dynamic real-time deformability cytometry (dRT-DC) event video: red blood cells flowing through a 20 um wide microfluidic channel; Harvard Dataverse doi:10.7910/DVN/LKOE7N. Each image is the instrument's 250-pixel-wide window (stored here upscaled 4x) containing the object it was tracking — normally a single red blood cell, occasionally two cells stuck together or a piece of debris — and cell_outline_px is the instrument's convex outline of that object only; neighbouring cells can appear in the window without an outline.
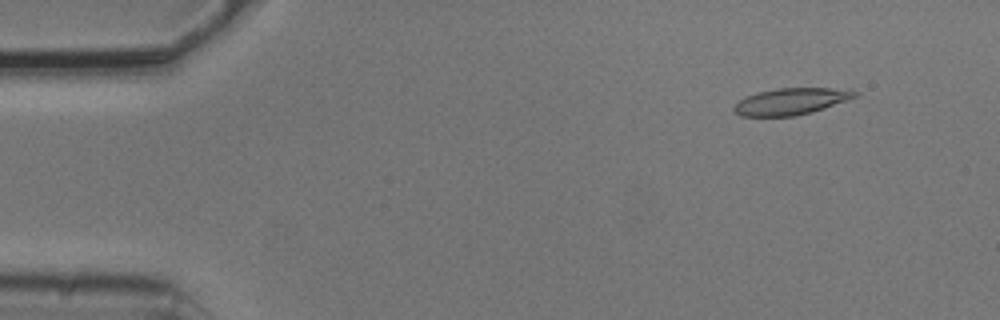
{"species": "common noctule bat (a hibernating species)", "species_latin": "Nyctalus noctula", "temperature_condition": "cold", "stored_images_in_passage": 4, "camera_frame_rate_fps": 3000, "um_per_image_px": 0.085, "animal": {"sex": "male", "body_mass_g": 20.5, "forearm_length_mm": 52.5}, "frame": {"image": 1, "passage_image": 2, "time_ms": 0.333, "image_size_px": [1000, 320], "cell_outline_px": [[860, 92], [856, 96], [812, 112], [796, 116], [740, 116], [732, 108], [740, 100], [748, 96], [760, 92], [776, 88], [852, 88]], "centroid_in_image_um": [67.28, 8.61], "position_along_channel_um": 17.7, "area_um2": 18.61}}
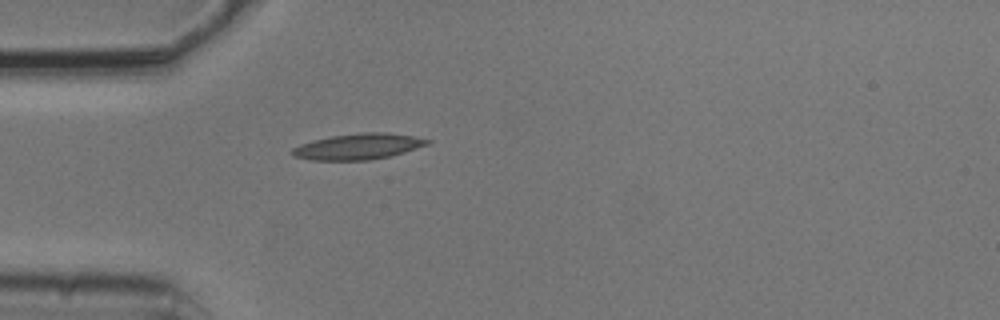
{"frame": {"image": 2, "passage_image": 4, "time_ms": 1.0, "image_size_px": [1000, 320], "cell_outline_px": [[432, 140], [428, 144], [404, 152], [388, 156], [368, 160], [312, 160], [292, 156], [288, 152], [292, 148], [300, 144], [312, 140], [332, 136], [360, 132], [388, 132], [412, 136]], "centroid_in_image_um": [30.39, 12.45], "position_along_channel_um": 54.6, "area_um2": 20.4}}